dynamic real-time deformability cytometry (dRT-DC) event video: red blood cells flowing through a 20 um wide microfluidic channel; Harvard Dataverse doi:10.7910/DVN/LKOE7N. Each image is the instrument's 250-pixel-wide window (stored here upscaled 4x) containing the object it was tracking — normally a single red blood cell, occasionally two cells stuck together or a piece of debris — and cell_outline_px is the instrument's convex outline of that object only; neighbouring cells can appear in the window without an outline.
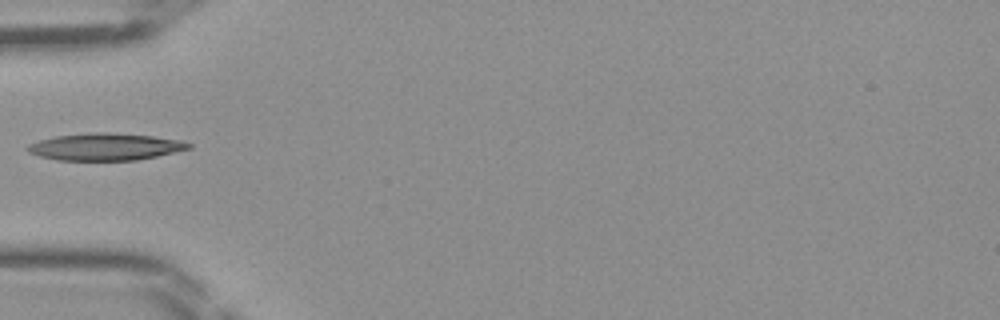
{"species": "Egyptian fruit bat (a non-hibernating species)", "species_latin": "Rousettus aegyptiacus", "temperature_condition": "room temperature", "stored_images_in_passage": 32, "camera_frame_rate_fps": 3000, "um_per_image_px": 0.085, "frame": {"image": 1, "passage_image": 1, "time_ms": 0.0, "image_size_px": [1000, 320], "cell_outline_px": [[192, 148], [176, 152], [136, 160], [56, 160], [40, 156], [28, 152], [24, 148], [28, 144], [40, 140], [56, 136], [92, 132], [108, 132], [152, 136], [180, 140], [192, 144]], "centroid_in_image_um": [8.94, 12.47], "position_along_channel_um": 76.1, "area_um2": 25.43}}
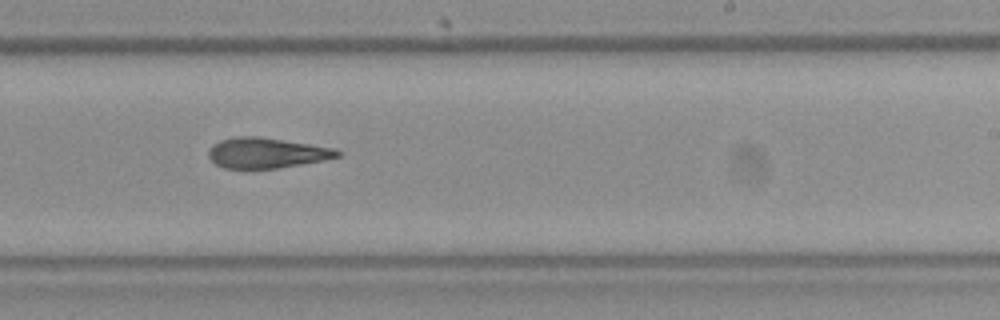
{"frame": {"image": 2, "passage_image": 14, "time_ms": 4.333, "image_size_px": [1000, 320], "cell_outline_px": [[340, 156], [324, 160], [276, 168], [224, 168], [216, 164], [208, 156], [208, 148], [212, 144], [220, 140], [236, 136], [256, 136], [336, 148], [340, 152]], "centroid_in_image_um": [22.62, 12.99], "position_along_channel_um": 266.4, "area_um2": 22.66}}
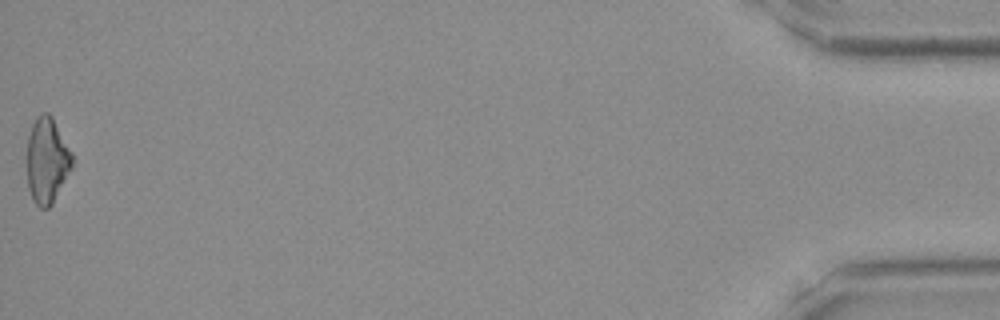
{"frame": {"image": 3, "passage_image": 32, "time_ms": 10.333, "image_size_px": [1000, 320], "cell_outline_px": [[72, 168], [52, 204], [48, 208], [40, 208], [32, 200], [28, 188], [24, 160], [24, 156], [28, 136], [32, 124], [36, 116], [40, 112], [48, 112], [52, 116], [72, 152]], "centroid_in_image_um": [3.94, 13.62], "position_along_channel_um": 431.3, "area_um2": 23.41}}